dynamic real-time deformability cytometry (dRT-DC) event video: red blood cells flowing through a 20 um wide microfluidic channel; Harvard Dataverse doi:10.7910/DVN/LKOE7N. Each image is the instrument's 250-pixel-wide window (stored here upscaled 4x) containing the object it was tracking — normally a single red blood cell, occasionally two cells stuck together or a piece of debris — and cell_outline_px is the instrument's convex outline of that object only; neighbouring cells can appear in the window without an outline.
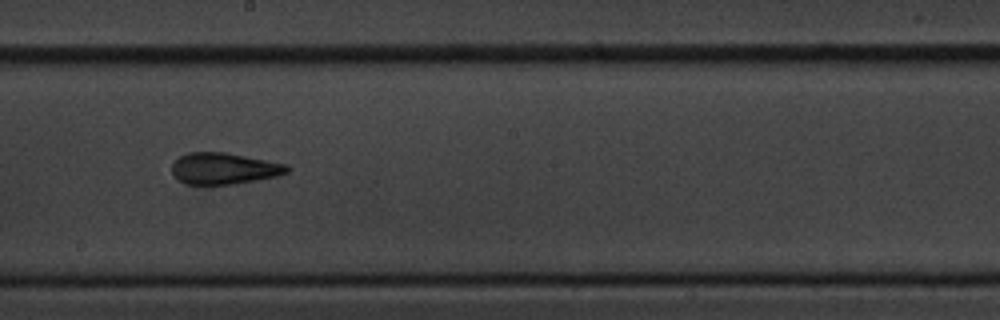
{"species": "common noctule bat (a hibernating species)", "species_latin": "Nyctalus noctula", "temperature_condition": "cold", "stored_images_in_passage": 15, "camera_frame_rate_fps": 3000, "um_per_image_px": 0.085, "animal": {"sex": "male", "body_mass_g": 20.1, "forearm_length_mm": 53.5}, "frame": {"image": 1, "passage_image": 9, "time_ms": 9.667, "image_size_px": [1000, 320], "cell_outline_px": [[292, 168], [288, 172], [276, 176], [232, 184], [184, 184], [172, 172], [172, 164], [180, 156], [188, 152], [224, 152], [288, 164]], "centroid_in_image_um": [19.06, 14.31], "position_along_channel_um": 229.1, "area_um2": 20.92}, "authors_computed_cell_mechanics": {"area_um2": 17.7446, "velocity_mm_per_s": 3.4189, "shape_relaxation_time_tau1_ms": 7.6264, "shape_relaxation_time_tau2_ms": 5.5029, "deformation_change_tau1": 0.1987, "deformation_change_tau2": 0.1517}}